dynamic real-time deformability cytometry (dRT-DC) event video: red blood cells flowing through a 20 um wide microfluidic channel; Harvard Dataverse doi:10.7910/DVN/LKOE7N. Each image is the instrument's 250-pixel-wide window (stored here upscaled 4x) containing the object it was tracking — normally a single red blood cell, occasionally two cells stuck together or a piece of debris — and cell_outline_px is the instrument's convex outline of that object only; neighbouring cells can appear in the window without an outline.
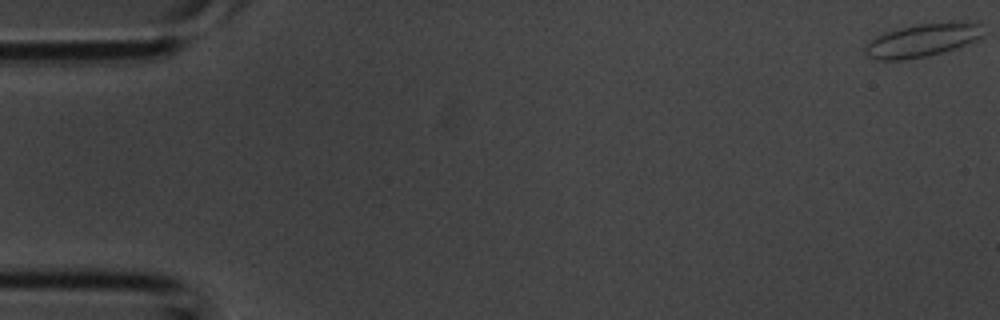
{"species": "common noctule bat (a hibernating species)", "species_latin": "Nyctalus noctula", "temperature_condition": "room temperature", "stored_images_in_passage": 36, "camera_frame_rate_fps": 3000, "um_per_image_px": 0.085, "animal": {"sex": "male", "body_mass_g": 20.1, "forearm_length_mm": 53.5}, "frame": {"image": 1, "passage_image": 1, "time_ms": 0.0, "image_size_px": [1000, 320], "cell_outline_px": [[984, 24], [980, 36], [976, 40], [956, 48], [924, 56], [900, 60], [876, 60], [868, 56], [864, 52], [864, 44], [876, 36], [884, 32], [916, 24], [976, 20], [980, 20]], "centroid_in_image_um": [78.42, 3.39], "position_along_channel_um": 6.6, "area_um2": 23.06}}
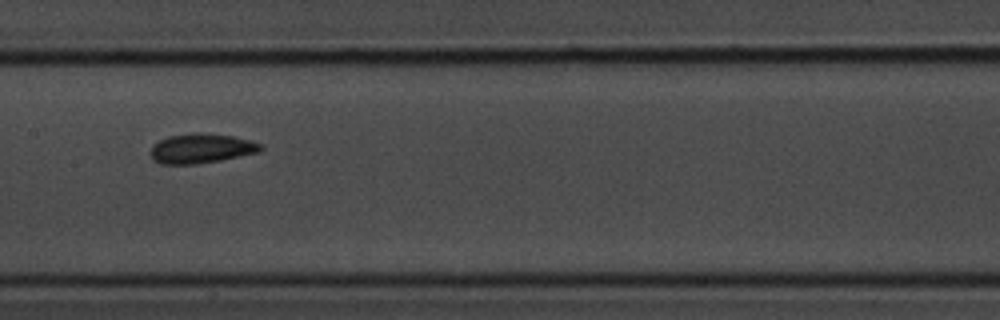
{"frame": {"image": 2, "passage_image": 20, "time_ms": 6.333, "image_size_px": [1000, 320], "cell_outline_px": [[264, 148], [260, 152], [220, 160], [196, 164], [160, 164], [152, 160], [152, 148], [160, 140], [168, 136], [196, 132], [200, 132], [232, 136], [252, 140], [264, 144]], "centroid_in_image_um": [17.17, 12.61], "position_along_channel_um": 190.2, "area_um2": 19.07}}
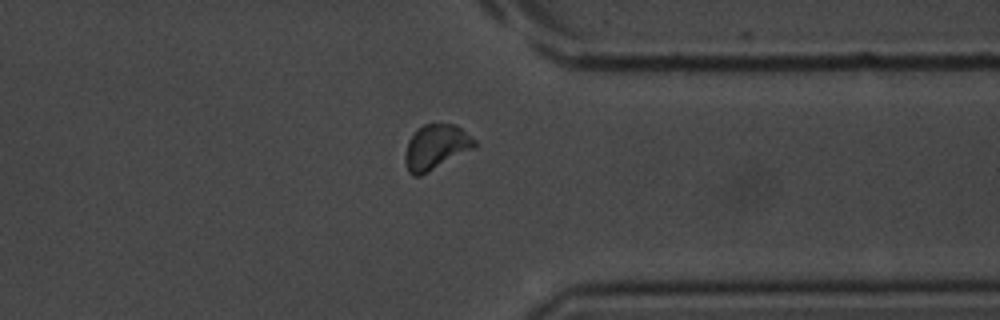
{"frame": {"image": 3, "passage_image": 31, "time_ms": 10.0, "image_size_px": [1000, 320], "cell_outline_px": [[476, 148], [420, 176], [412, 176], [408, 172], [404, 160], [404, 156], [408, 140], [416, 128], [424, 124], [456, 124], [476, 140]], "centroid_in_image_um": [37.04, 12.5], "position_along_channel_um": 374.4, "area_um2": 18.5}}